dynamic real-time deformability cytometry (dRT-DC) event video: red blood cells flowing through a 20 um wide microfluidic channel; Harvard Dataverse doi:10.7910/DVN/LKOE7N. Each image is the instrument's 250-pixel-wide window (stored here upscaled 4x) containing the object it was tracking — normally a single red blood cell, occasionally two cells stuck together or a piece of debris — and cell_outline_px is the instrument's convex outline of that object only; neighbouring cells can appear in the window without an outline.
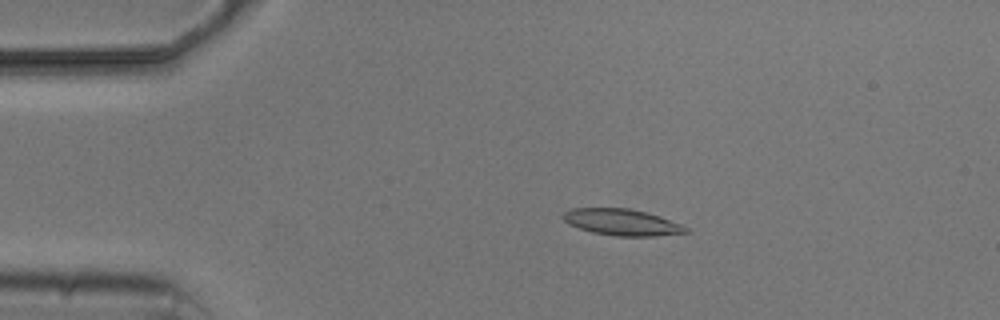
{"species": "common noctule bat (a hibernating species)", "species_latin": "Nyctalus noctula", "temperature_condition": "cold", "stored_images_in_passage": 6, "camera_frame_rate_fps": 3000, "um_per_image_px": 0.085, "animal": {"sex": "male", "body_mass_g": 20.5, "forearm_length_mm": 52.5}, "frame": {"image": 1, "passage_image": 4, "time_ms": 3.333, "image_size_px": [1000, 320], "cell_outline_px": [[692, 232], [656, 236], [616, 236], [592, 232], [568, 224], [560, 216], [564, 212], [572, 208], [628, 208], [660, 216], [680, 224], [688, 228]], "centroid_in_image_um": [52.86, 18.89], "position_along_channel_um": 32.1, "area_um2": 18.9}}
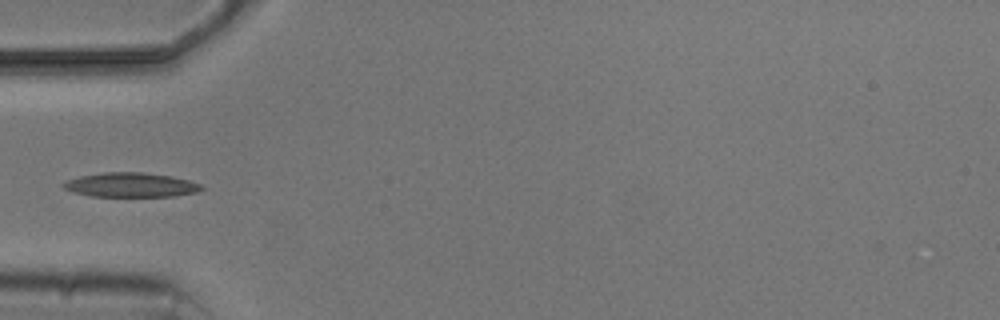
{"frame": {"image": 2, "passage_image": 6, "time_ms": 5.667, "image_size_px": [1000, 320], "cell_outline_px": [[204, 188], [196, 192], [172, 196], [92, 196], [72, 192], [64, 188], [60, 184], [68, 180], [80, 176], [104, 172], [140, 172], [172, 176], [188, 180], [200, 184]], "centroid_in_image_um": [11.09, 15.71], "position_along_channel_um": 73.9, "area_um2": 19.48}}